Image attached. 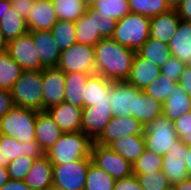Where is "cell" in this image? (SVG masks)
I'll return each instance as SVG.
<instances>
[{"label":"cell","instance_id":"obj_1","mask_svg":"<svg viewBox=\"0 0 191 190\" xmlns=\"http://www.w3.org/2000/svg\"><path fill=\"white\" fill-rule=\"evenodd\" d=\"M95 74L111 81H126L136 51L120 45L111 37L102 38L94 46Z\"/></svg>","mask_w":191,"mask_h":190},{"label":"cell","instance_id":"obj_2","mask_svg":"<svg viewBox=\"0 0 191 190\" xmlns=\"http://www.w3.org/2000/svg\"><path fill=\"white\" fill-rule=\"evenodd\" d=\"M92 145L93 141L81 131L63 133L45 155L52 164H70L91 157Z\"/></svg>","mask_w":191,"mask_h":190},{"label":"cell","instance_id":"obj_3","mask_svg":"<svg viewBox=\"0 0 191 190\" xmlns=\"http://www.w3.org/2000/svg\"><path fill=\"white\" fill-rule=\"evenodd\" d=\"M150 37V18L130 12L117 21L113 40L120 45L138 51Z\"/></svg>","mask_w":191,"mask_h":190},{"label":"cell","instance_id":"obj_4","mask_svg":"<svg viewBox=\"0 0 191 190\" xmlns=\"http://www.w3.org/2000/svg\"><path fill=\"white\" fill-rule=\"evenodd\" d=\"M38 110L13 106L0 118V134L12 136L19 142L35 140Z\"/></svg>","mask_w":191,"mask_h":190},{"label":"cell","instance_id":"obj_5","mask_svg":"<svg viewBox=\"0 0 191 190\" xmlns=\"http://www.w3.org/2000/svg\"><path fill=\"white\" fill-rule=\"evenodd\" d=\"M10 92L15 106L43 111L42 70L23 71Z\"/></svg>","mask_w":191,"mask_h":190},{"label":"cell","instance_id":"obj_6","mask_svg":"<svg viewBox=\"0 0 191 190\" xmlns=\"http://www.w3.org/2000/svg\"><path fill=\"white\" fill-rule=\"evenodd\" d=\"M144 138L146 149L156 155L164 156L179 138L173 121L164 114L145 125Z\"/></svg>","mask_w":191,"mask_h":190},{"label":"cell","instance_id":"obj_7","mask_svg":"<svg viewBox=\"0 0 191 190\" xmlns=\"http://www.w3.org/2000/svg\"><path fill=\"white\" fill-rule=\"evenodd\" d=\"M57 67L64 73L95 74L94 46L74 43L61 52Z\"/></svg>","mask_w":191,"mask_h":190},{"label":"cell","instance_id":"obj_8","mask_svg":"<svg viewBox=\"0 0 191 190\" xmlns=\"http://www.w3.org/2000/svg\"><path fill=\"white\" fill-rule=\"evenodd\" d=\"M91 157L70 164H53V185L64 190H84Z\"/></svg>","mask_w":191,"mask_h":190},{"label":"cell","instance_id":"obj_9","mask_svg":"<svg viewBox=\"0 0 191 190\" xmlns=\"http://www.w3.org/2000/svg\"><path fill=\"white\" fill-rule=\"evenodd\" d=\"M91 158L95 165L115 180L126 178L133 174L132 164L108 146L93 142Z\"/></svg>","mask_w":191,"mask_h":190},{"label":"cell","instance_id":"obj_10","mask_svg":"<svg viewBox=\"0 0 191 190\" xmlns=\"http://www.w3.org/2000/svg\"><path fill=\"white\" fill-rule=\"evenodd\" d=\"M7 53L21 66L23 71H37L45 68L41 63L30 32L9 41Z\"/></svg>","mask_w":191,"mask_h":190},{"label":"cell","instance_id":"obj_11","mask_svg":"<svg viewBox=\"0 0 191 190\" xmlns=\"http://www.w3.org/2000/svg\"><path fill=\"white\" fill-rule=\"evenodd\" d=\"M39 159L45 152L36 140L19 142L9 135L0 134V166L7 167L11 161L20 156Z\"/></svg>","mask_w":191,"mask_h":190},{"label":"cell","instance_id":"obj_12","mask_svg":"<svg viewBox=\"0 0 191 190\" xmlns=\"http://www.w3.org/2000/svg\"><path fill=\"white\" fill-rule=\"evenodd\" d=\"M145 126L133 116H112L95 143L108 146L112 141L126 136L143 135Z\"/></svg>","mask_w":191,"mask_h":190},{"label":"cell","instance_id":"obj_13","mask_svg":"<svg viewBox=\"0 0 191 190\" xmlns=\"http://www.w3.org/2000/svg\"><path fill=\"white\" fill-rule=\"evenodd\" d=\"M189 147V145L184 144L178 139L172 144L169 151L162 156V172L168 178L171 186L189 178L186 168V159L183 158V155Z\"/></svg>","mask_w":191,"mask_h":190},{"label":"cell","instance_id":"obj_14","mask_svg":"<svg viewBox=\"0 0 191 190\" xmlns=\"http://www.w3.org/2000/svg\"><path fill=\"white\" fill-rule=\"evenodd\" d=\"M141 91L126 81H113L110 93L112 98L109 102L112 115L134 117L135 97H138Z\"/></svg>","mask_w":191,"mask_h":190},{"label":"cell","instance_id":"obj_15","mask_svg":"<svg viewBox=\"0 0 191 190\" xmlns=\"http://www.w3.org/2000/svg\"><path fill=\"white\" fill-rule=\"evenodd\" d=\"M43 111L64 102L65 73L58 67L42 70Z\"/></svg>","mask_w":191,"mask_h":190},{"label":"cell","instance_id":"obj_16","mask_svg":"<svg viewBox=\"0 0 191 190\" xmlns=\"http://www.w3.org/2000/svg\"><path fill=\"white\" fill-rule=\"evenodd\" d=\"M110 104H97L82 109L81 132L95 142L112 118Z\"/></svg>","mask_w":191,"mask_h":190},{"label":"cell","instance_id":"obj_17","mask_svg":"<svg viewBox=\"0 0 191 190\" xmlns=\"http://www.w3.org/2000/svg\"><path fill=\"white\" fill-rule=\"evenodd\" d=\"M161 68L141 57L137 52L133 61V65L126 82L132 86L145 90L148 85L159 78Z\"/></svg>","mask_w":191,"mask_h":190},{"label":"cell","instance_id":"obj_18","mask_svg":"<svg viewBox=\"0 0 191 190\" xmlns=\"http://www.w3.org/2000/svg\"><path fill=\"white\" fill-rule=\"evenodd\" d=\"M28 31L50 30L57 17L50 0H35L34 7L29 10L25 19Z\"/></svg>","mask_w":191,"mask_h":190},{"label":"cell","instance_id":"obj_19","mask_svg":"<svg viewBox=\"0 0 191 190\" xmlns=\"http://www.w3.org/2000/svg\"><path fill=\"white\" fill-rule=\"evenodd\" d=\"M63 133L81 131L82 109L67 102H61L46 110Z\"/></svg>","mask_w":191,"mask_h":190},{"label":"cell","instance_id":"obj_20","mask_svg":"<svg viewBox=\"0 0 191 190\" xmlns=\"http://www.w3.org/2000/svg\"><path fill=\"white\" fill-rule=\"evenodd\" d=\"M32 35V41L37 48L41 63L45 67H57L61 51L53 39L50 30L29 31Z\"/></svg>","mask_w":191,"mask_h":190},{"label":"cell","instance_id":"obj_21","mask_svg":"<svg viewBox=\"0 0 191 190\" xmlns=\"http://www.w3.org/2000/svg\"><path fill=\"white\" fill-rule=\"evenodd\" d=\"M112 82L99 74H92L85 85L84 108L97 104H110Z\"/></svg>","mask_w":191,"mask_h":190},{"label":"cell","instance_id":"obj_22","mask_svg":"<svg viewBox=\"0 0 191 190\" xmlns=\"http://www.w3.org/2000/svg\"><path fill=\"white\" fill-rule=\"evenodd\" d=\"M24 182L31 190H48L53 185V164L46 155L34 160Z\"/></svg>","mask_w":191,"mask_h":190},{"label":"cell","instance_id":"obj_23","mask_svg":"<svg viewBox=\"0 0 191 190\" xmlns=\"http://www.w3.org/2000/svg\"><path fill=\"white\" fill-rule=\"evenodd\" d=\"M62 134V130L47 111H38L35 140L39 143L44 152L48 151Z\"/></svg>","mask_w":191,"mask_h":190},{"label":"cell","instance_id":"obj_24","mask_svg":"<svg viewBox=\"0 0 191 190\" xmlns=\"http://www.w3.org/2000/svg\"><path fill=\"white\" fill-rule=\"evenodd\" d=\"M180 20L174 8L150 18V37L168 44L177 32Z\"/></svg>","mask_w":191,"mask_h":190},{"label":"cell","instance_id":"obj_25","mask_svg":"<svg viewBox=\"0 0 191 190\" xmlns=\"http://www.w3.org/2000/svg\"><path fill=\"white\" fill-rule=\"evenodd\" d=\"M168 47L173 57L186 65L191 61V21L180 20L177 32L170 39Z\"/></svg>","mask_w":191,"mask_h":190},{"label":"cell","instance_id":"obj_26","mask_svg":"<svg viewBox=\"0 0 191 190\" xmlns=\"http://www.w3.org/2000/svg\"><path fill=\"white\" fill-rule=\"evenodd\" d=\"M108 147L133 164L146 149L144 135L126 136L112 141Z\"/></svg>","mask_w":191,"mask_h":190},{"label":"cell","instance_id":"obj_27","mask_svg":"<svg viewBox=\"0 0 191 190\" xmlns=\"http://www.w3.org/2000/svg\"><path fill=\"white\" fill-rule=\"evenodd\" d=\"M89 73H65L64 102L84 108V91Z\"/></svg>","mask_w":191,"mask_h":190},{"label":"cell","instance_id":"obj_28","mask_svg":"<svg viewBox=\"0 0 191 190\" xmlns=\"http://www.w3.org/2000/svg\"><path fill=\"white\" fill-rule=\"evenodd\" d=\"M189 111H191V97L177 83L173 92L163 103V114L174 122L178 117Z\"/></svg>","mask_w":191,"mask_h":190},{"label":"cell","instance_id":"obj_29","mask_svg":"<svg viewBox=\"0 0 191 190\" xmlns=\"http://www.w3.org/2000/svg\"><path fill=\"white\" fill-rule=\"evenodd\" d=\"M78 43L95 46L103 37L96 31L95 9L87 7L81 18L75 21Z\"/></svg>","mask_w":191,"mask_h":190},{"label":"cell","instance_id":"obj_30","mask_svg":"<svg viewBox=\"0 0 191 190\" xmlns=\"http://www.w3.org/2000/svg\"><path fill=\"white\" fill-rule=\"evenodd\" d=\"M163 114V103L146 95L144 91L135 97L134 118L144 126Z\"/></svg>","mask_w":191,"mask_h":190},{"label":"cell","instance_id":"obj_31","mask_svg":"<svg viewBox=\"0 0 191 190\" xmlns=\"http://www.w3.org/2000/svg\"><path fill=\"white\" fill-rule=\"evenodd\" d=\"M0 31L7 42L26 34V20L12 6L0 20Z\"/></svg>","mask_w":191,"mask_h":190},{"label":"cell","instance_id":"obj_32","mask_svg":"<svg viewBox=\"0 0 191 190\" xmlns=\"http://www.w3.org/2000/svg\"><path fill=\"white\" fill-rule=\"evenodd\" d=\"M137 53L144 59L158 65L160 68L172 56L167 43L151 37L140 47Z\"/></svg>","mask_w":191,"mask_h":190},{"label":"cell","instance_id":"obj_33","mask_svg":"<svg viewBox=\"0 0 191 190\" xmlns=\"http://www.w3.org/2000/svg\"><path fill=\"white\" fill-rule=\"evenodd\" d=\"M57 20L75 22L86 12L87 5L82 0H50Z\"/></svg>","mask_w":191,"mask_h":190},{"label":"cell","instance_id":"obj_34","mask_svg":"<svg viewBox=\"0 0 191 190\" xmlns=\"http://www.w3.org/2000/svg\"><path fill=\"white\" fill-rule=\"evenodd\" d=\"M23 70L6 52L0 55V89L11 90Z\"/></svg>","mask_w":191,"mask_h":190},{"label":"cell","instance_id":"obj_35","mask_svg":"<svg viewBox=\"0 0 191 190\" xmlns=\"http://www.w3.org/2000/svg\"><path fill=\"white\" fill-rule=\"evenodd\" d=\"M50 31L61 52L77 42L75 22L57 20Z\"/></svg>","mask_w":191,"mask_h":190},{"label":"cell","instance_id":"obj_36","mask_svg":"<svg viewBox=\"0 0 191 190\" xmlns=\"http://www.w3.org/2000/svg\"><path fill=\"white\" fill-rule=\"evenodd\" d=\"M128 5L130 12L144 15L148 18L172 9L167 0H128Z\"/></svg>","mask_w":191,"mask_h":190},{"label":"cell","instance_id":"obj_37","mask_svg":"<svg viewBox=\"0 0 191 190\" xmlns=\"http://www.w3.org/2000/svg\"><path fill=\"white\" fill-rule=\"evenodd\" d=\"M115 181V179L91 161L87 170L84 190H113Z\"/></svg>","mask_w":191,"mask_h":190},{"label":"cell","instance_id":"obj_38","mask_svg":"<svg viewBox=\"0 0 191 190\" xmlns=\"http://www.w3.org/2000/svg\"><path fill=\"white\" fill-rule=\"evenodd\" d=\"M91 7L100 15L109 16L117 21L130 13L128 0H96Z\"/></svg>","mask_w":191,"mask_h":190},{"label":"cell","instance_id":"obj_39","mask_svg":"<svg viewBox=\"0 0 191 190\" xmlns=\"http://www.w3.org/2000/svg\"><path fill=\"white\" fill-rule=\"evenodd\" d=\"M177 82L170 79L168 76L161 74L159 78L153 81L150 85L147 86L145 90L146 95L153 97L155 100L164 103L165 100L169 97L174 90V86Z\"/></svg>","mask_w":191,"mask_h":190},{"label":"cell","instance_id":"obj_40","mask_svg":"<svg viewBox=\"0 0 191 190\" xmlns=\"http://www.w3.org/2000/svg\"><path fill=\"white\" fill-rule=\"evenodd\" d=\"M162 156L145 149L144 153L132 164L133 174L162 171Z\"/></svg>","mask_w":191,"mask_h":190},{"label":"cell","instance_id":"obj_41","mask_svg":"<svg viewBox=\"0 0 191 190\" xmlns=\"http://www.w3.org/2000/svg\"><path fill=\"white\" fill-rule=\"evenodd\" d=\"M134 175L143 190H166L172 187L162 171Z\"/></svg>","mask_w":191,"mask_h":190},{"label":"cell","instance_id":"obj_42","mask_svg":"<svg viewBox=\"0 0 191 190\" xmlns=\"http://www.w3.org/2000/svg\"><path fill=\"white\" fill-rule=\"evenodd\" d=\"M34 160L35 159L33 158H28L22 155L14 161H11L7 166L9 179L24 180L26 174L32 168Z\"/></svg>","mask_w":191,"mask_h":190},{"label":"cell","instance_id":"obj_43","mask_svg":"<svg viewBox=\"0 0 191 190\" xmlns=\"http://www.w3.org/2000/svg\"><path fill=\"white\" fill-rule=\"evenodd\" d=\"M173 123L178 138L184 144L191 146V111L178 117Z\"/></svg>","mask_w":191,"mask_h":190},{"label":"cell","instance_id":"obj_44","mask_svg":"<svg viewBox=\"0 0 191 190\" xmlns=\"http://www.w3.org/2000/svg\"><path fill=\"white\" fill-rule=\"evenodd\" d=\"M187 65L173 56L161 67V74L168 76L175 82H179L181 74L184 72Z\"/></svg>","mask_w":191,"mask_h":190},{"label":"cell","instance_id":"obj_45","mask_svg":"<svg viewBox=\"0 0 191 190\" xmlns=\"http://www.w3.org/2000/svg\"><path fill=\"white\" fill-rule=\"evenodd\" d=\"M95 24H96V31H98V33L103 38H108L113 36L117 20L109 18V16L100 15L95 10Z\"/></svg>","mask_w":191,"mask_h":190},{"label":"cell","instance_id":"obj_46","mask_svg":"<svg viewBox=\"0 0 191 190\" xmlns=\"http://www.w3.org/2000/svg\"><path fill=\"white\" fill-rule=\"evenodd\" d=\"M113 190H143L137 177L132 174L126 178L115 181Z\"/></svg>","mask_w":191,"mask_h":190},{"label":"cell","instance_id":"obj_47","mask_svg":"<svg viewBox=\"0 0 191 190\" xmlns=\"http://www.w3.org/2000/svg\"><path fill=\"white\" fill-rule=\"evenodd\" d=\"M14 106L13 98L9 90L0 89V118Z\"/></svg>","mask_w":191,"mask_h":190},{"label":"cell","instance_id":"obj_48","mask_svg":"<svg viewBox=\"0 0 191 190\" xmlns=\"http://www.w3.org/2000/svg\"><path fill=\"white\" fill-rule=\"evenodd\" d=\"M35 0H11L12 7L26 19L30 9L34 7Z\"/></svg>","mask_w":191,"mask_h":190},{"label":"cell","instance_id":"obj_49","mask_svg":"<svg viewBox=\"0 0 191 190\" xmlns=\"http://www.w3.org/2000/svg\"><path fill=\"white\" fill-rule=\"evenodd\" d=\"M174 9L181 20L191 21V0H181Z\"/></svg>","mask_w":191,"mask_h":190},{"label":"cell","instance_id":"obj_50","mask_svg":"<svg viewBox=\"0 0 191 190\" xmlns=\"http://www.w3.org/2000/svg\"><path fill=\"white\" fill-rule=\"evenodd\" d=\"M178 84L191 97V69L188 66L181 74Z\"/></svg>","mask_w":191,"mask_h":190},{"label":"cell","instance_id":"obj_51","mask_svg":"<svg viewBox=\"0 0 191 190\" xmlns=\"http://www.w3.org/2000/svg\"><path fill=\"white\" fill-rule=\"evenodd\" d=\"M0 190H31L24 182V180H12L0 188Z\"/></svg>","mask_w":191,"mask_h":190},{"label":"cell","instance_id":"obj_52","mask_svg":"<svg viewBox=\"0 0 191 190\" xmlns=\"http://www.w3.org/2000/svg\"><path fill=\"white\" fill-rule=\"evenodd\" d=\"M174 190H191V178L182 180L180 183L173 185Z\"/></svg>","mask_w":191,"mask_h":190},{"label":"cell","instance_id":"obj_53","mask_svg":"<svg viewBox=\"0 0 191 190\" xmlns=\"http://www.w3.org/2000/svg\"><path fill=\"white\" fill-rule=\"evenodd\" d=\"M9 180L7 167L0 166V188L4 186Z\"/></svg>","mask_w":191,"mask_h":190},{"label":"cell","instance_id":"obj_54","mask_svg":"<svg viewBox=\"0 0 191 190\" xmlns=\"http://www.w3.org/2000/svg\"><path fill=\"white\" fill-rule=\"evenodd\" d=\"M11 6V0H0V20Z\"/></svg>","mask_w":191,"mask_h":190},{"label":"cell","instance_id":"obj_55","mask_svg":"<svg viewBox=\"0 0 191 190\" xmlns=\"http://www.w3.org/2000/svg\"><path fill=\"white\" fill-rule=\"evenodd\" d=\"M183 158L186 159V168L188 171V176H189V178H191V146L185 152V154L183 155Z\"/></svg>","mask_w":191,"mask_h":190},{"label":"cell","instance_id":"obj_56","mask_svg":"<svg viewBox=\"0 0 191 190\" xmlns=\"http://www.w3.org/2000/svg\"><path fill=\"white\" fill-rule=\"evenodd\" d=\"M7 45L8 42L5 40L0 31V55L7 52Z\"/></svg>","mask_w":191,"mask_h":190},{"label":"cell","instance_id":"obj_57","mask_svg":"<svg viewBox=\"0 0 191 190\" xmlns=\"http://www.w3.org/2000/svg\"><path fill=\"white\" fill-rule=\"evenodd\" d=\"M181 0H167L171 8H174Z\"/></svg>","mask_w":191,"mask_h":190},{"label":"cell","instance_id":"obj_58","mask_svg":"<svg viewBox=\"0 0 191 190\" xmlns=\"http://www.w3.org/2000/svg\"><path fill=\"white\" fill-rule=\"evenodd\" d=\"M86 5L87 7H91L96 0H82Z\"/></svg>","mask_w":191,"mask_h":190},{"label":"cell","instance_id":"obj_59","mask_svg":"<svg viewBox=\"0 0 191 190\" xmlns=\"http://www.w3.org/2000/svg\"><path fill=\"white\" fill-rule=\"evenodd\" d=\"M48 190H64V189L56 185H52Z\"/></svg>","mask_w":191,"mask_h":190},{"label":"cell","instance_id":"obj_60","mask_svg":"<svg viewBox=\"0 0 191 190\" xmlns=\"http://www.w3.org/2000/svg\"><path fill=\"white\" fill-rule=\"evenodd\" d=\"M187 66L191 69V61L187 64Z\"/></svg>","mask_w":191,"mask_h":190},{"label":"cell","instance_id":"obj_61","mask_svg":"<svg viewBox=\"0 0 191 190\" xmlns=\"http://www.w3.org/2000/svg\"><path fill=\"white\" fill-rule=\"evenodd\" d=\"M166 190H174V188H173V186H172V187H170V188H168V189H166Z\"/></svg>","mask_w":191,"mask_h":190}]
</instances>
